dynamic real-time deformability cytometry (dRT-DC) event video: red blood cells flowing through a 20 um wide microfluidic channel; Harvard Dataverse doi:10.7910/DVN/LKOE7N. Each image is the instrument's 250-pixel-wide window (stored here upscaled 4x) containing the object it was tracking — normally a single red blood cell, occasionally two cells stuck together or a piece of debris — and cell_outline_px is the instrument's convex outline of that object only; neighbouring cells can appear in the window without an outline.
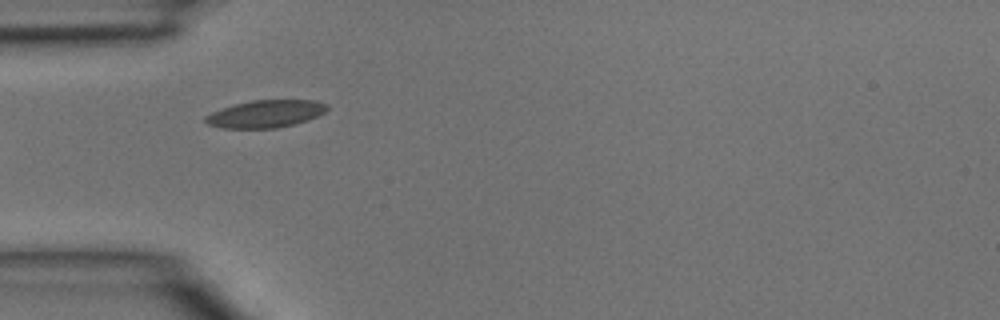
{"species": "common noctule bat (a hibernating species)", "species_latin": "Nyctalus noctula", "temperature_condition": "room temperature", "stored_images_in_passage": 4, "camera_frame_rate_fps": 3000, "um_per_image_px": 0.085, "animal": {"sex": "male", "body_mass_g": 15.6}, "frame": {"image": 1, "passage_image": 4, "time_ms": 1.0, "image_size_px": [1000, 320], "cell_outline_px": [[328, 108], [324, 112], [308, 120], [276, 128], [224, 128], [208, 124], [204, 120], [204, 116], [212, 112], [236, 104], [252, 100], [312, 100], [328, 104]], "centroid_in_image_um": [22.58, 9.67], "position_along_channel_um": 62.4, "area_um2": 19.19}}